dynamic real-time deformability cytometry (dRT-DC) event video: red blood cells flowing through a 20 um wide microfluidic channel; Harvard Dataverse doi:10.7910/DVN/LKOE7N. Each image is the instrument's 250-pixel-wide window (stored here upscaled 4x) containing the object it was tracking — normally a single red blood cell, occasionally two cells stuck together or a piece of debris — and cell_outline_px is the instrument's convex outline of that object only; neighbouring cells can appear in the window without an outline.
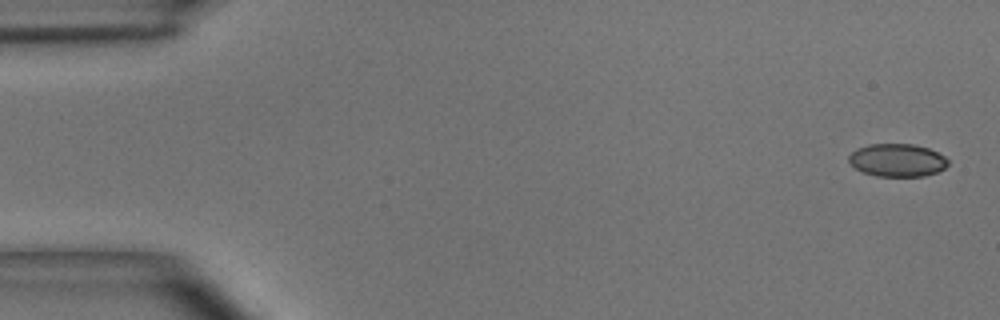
{"species": "common noctule bat (a hibernating species)", "species_latin": "Nyctalus noctula", "temperature_condition": "room temperature", "stored_images_in_passage": 11, "camera_frame_rate_fps": 3000, "um_per_image_px": 0.085, "animal": {"sex": "male", "body_mass_g": 15.6}, "frame": {"image": 1, "passage_image": 1, "time_ms": 0.0, "image_size_px": [1000, 320], "cell_outline_px": [[948, 164], [944, 168], [936, 172], [924, 176], [876, 176], [864, 172], [856, 168], [848, 160], [848, 156], [856, 148], [868, 144], [912, 144], [928, 148], [944, 156], [948, 160]], "centroid_in_image_um": [76.25, 13.61], "position_along_channel_um": 8.7, "area_um2": 18.9}}